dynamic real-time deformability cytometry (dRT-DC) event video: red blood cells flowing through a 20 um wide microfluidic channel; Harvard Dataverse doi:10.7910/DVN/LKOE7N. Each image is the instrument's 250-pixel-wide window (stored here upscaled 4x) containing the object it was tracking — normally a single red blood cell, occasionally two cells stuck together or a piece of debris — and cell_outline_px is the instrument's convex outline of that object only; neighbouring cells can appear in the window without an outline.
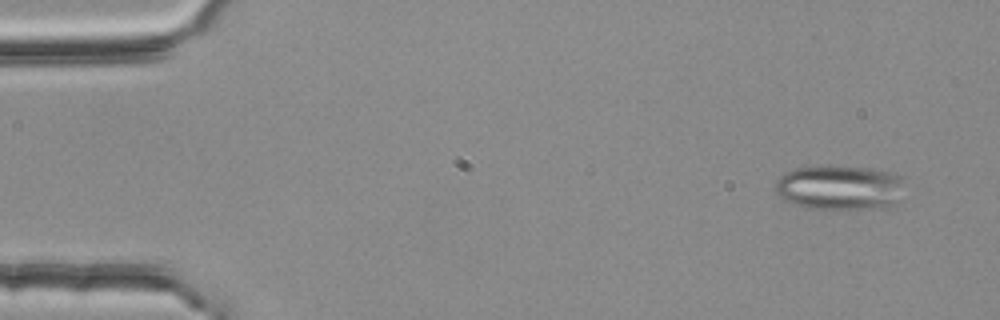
{"species": "common noctule bat (a hibernating species)", "species_latin": "Nyctalus noctula", "temperature_condition": "room temperature", "stored_images_in_passage": 54, "camera_frame_rate_fps": 3000, "um_per_image_px": 0.085, "animal": {"sex": "female", "body_mass_g": 25.1}, "frame": {"image": 1, "passage_image": 4, "time_ms": 1.0, "image_size_px": [1000, 320], "cell_outline_px": [[900, 180], [896, 200], [884, 208], [804, 208], [784, 200], [776, 192], [776, 180], [780, 176], [796, 168], [872, 168], [900, 176]], "centroid_in_image_um": [71.27, 15.97], "position_along_channel_um": 13.7, "area_um2": 32.14}}
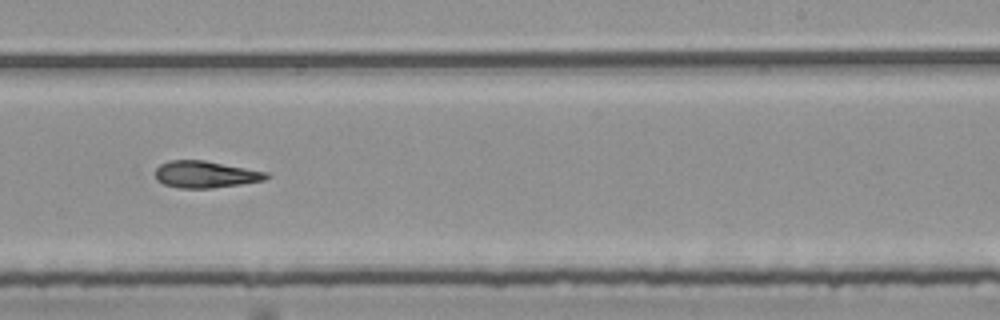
{"frame": {"image": 2, "passage_image": 34, "time_ms": 11.0, "image_size_px": [1000, 320], "cell_outline_px": [[272, 176], [264, 180], [240, 184], [212, 188], [180, 188], [164, 184], [156, 180], [156, 168], [160, 164], [172, 160], [204, 160], [268, 172]], "centroid_in_image_um": [17.48, 14.82], "position_along_channel_um": 271.5, "area_um2": 17.34}}
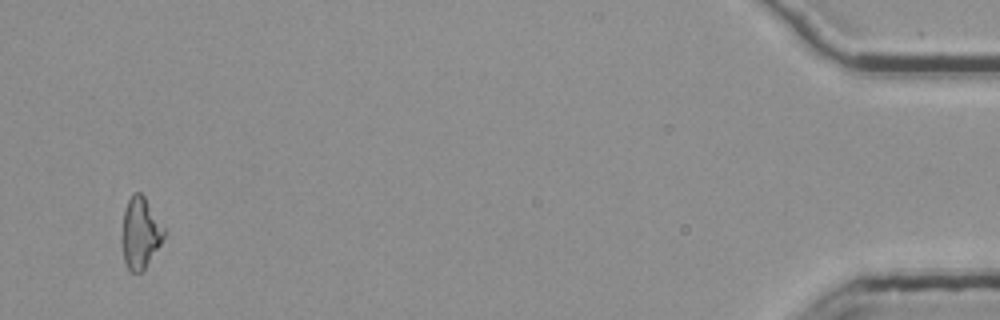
{"frame": {"image": 3, "passage_image": 53, "time_ms": 17.333, "image_size_px": [1000, 320], "cell_outline_px": [[164, 236], [160, 244], [144, 268], [140, 272], [132, 272], [128, 268], [124, 260], [120, 240], [120, 236], [124, 212], [128, 200], [132, 192], [140, 192], [144, 196], [164, 228]], "centroid_in_image_um": [11.88, 19.78], "position_along_channel_um": 423.3, "area_um2": 17.28}, "authors_computed_cell_mechanics": {"area_um2": 17.7735, "velocity_mm_per_s": 3.7778, "shape_relaxation_time_tau1_ms": null, "shape_relaxation_time_tau2_ms": 5.1806, "deformation_change_tau1": null, "deformation_change_tau2": 0.1511}}